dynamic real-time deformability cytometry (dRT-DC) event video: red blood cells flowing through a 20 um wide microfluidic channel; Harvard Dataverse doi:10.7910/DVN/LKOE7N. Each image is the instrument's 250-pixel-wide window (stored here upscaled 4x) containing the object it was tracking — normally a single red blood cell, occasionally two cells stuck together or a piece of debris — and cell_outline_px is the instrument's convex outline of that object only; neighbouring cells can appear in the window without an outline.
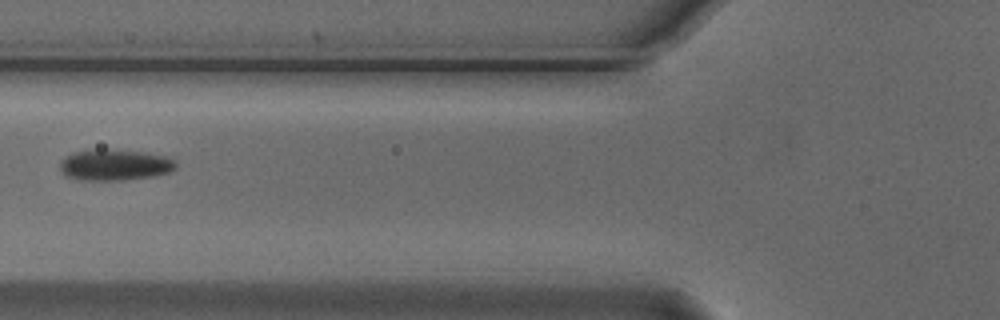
{"species": "Egyptian fruit bat (a non-hibernating species)", "species_latin": "Rousettus aegyptiacus", "temperature_condition": "cold", "stored_images_in_passage": 5, "camera_frame_rate_fps": 3000, "um_per_image_px": 0.085, "animal": {"sex": "male"}, "frame": {"image": 1, "passage_image": 4, "time_ms": 1.0, "image_size_px": [1000, 320], "cell_outline_px": [[176, 168], [168, 172], [152, 176], [124, 180], [80, 180], [68, 176], [60, 172], [60, 160], [64, 156], [72, 152], [88, 148], [108, 148], [144, 152], [168, 156], [176, 164]], "centroid_in_image_um": [9.69, 13.98], "position_along_channel_um": 116.1, "area_um2": 21.5}}
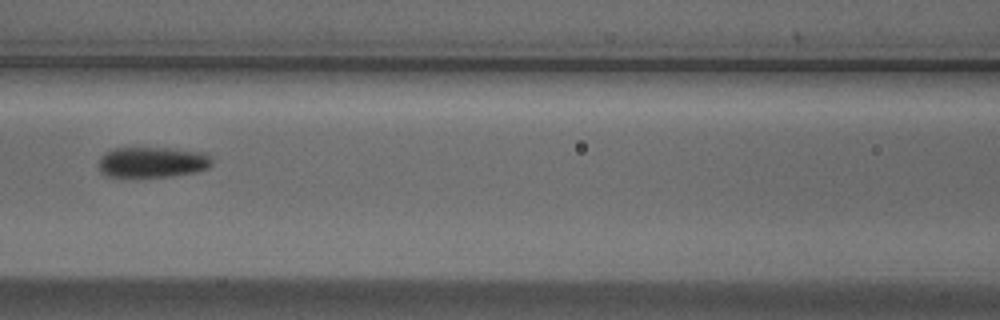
{"frame": {"image": 2, "passage_image": 5, "time_ms": 1.333, "image_size_px": [1000, 320], "cell_outline_px": [[212, 164], [208, 168], [196, 172], [172, 176], [140, 180], [124, 180], [104, 176], [100, 172], [100, 156], [104, 152], [116, 148], [176, 148], [208, 152], [212, 156]], "centroid_in_image_um": [12.93, 13.84], "position_along_channel_um": 153.7, "area_um2": 21.68}}